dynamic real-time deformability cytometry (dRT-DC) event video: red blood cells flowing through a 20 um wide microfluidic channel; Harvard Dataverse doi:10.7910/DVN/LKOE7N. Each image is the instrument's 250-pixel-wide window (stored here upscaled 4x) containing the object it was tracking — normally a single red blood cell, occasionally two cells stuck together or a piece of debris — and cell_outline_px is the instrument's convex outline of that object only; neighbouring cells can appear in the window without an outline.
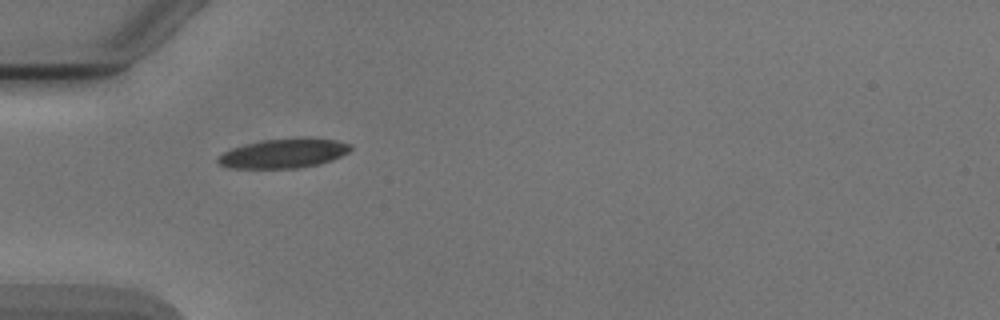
{"species": "Egyptian fruit bat (a non-hibernating species)", "species_latin": "Rousettus aegyptiacus", "temperature_condition": "cold", "stored_images_in_passage": 3, "camera_frame_rate_fps": 3000, "um_per_image_px": 0.085, "animal": {"sex": "male"}, "frame": {"image": 1, "passage_image": 2, "time_ms": 2.0, "image_size_px": [1000, 320], "cell_outline_px": [[352, 148], [348, 152], [332, 160], [320, 164], [300, 168], [236, 168], [220, 164], [216, 160], [224, 152], [232, 148], [264, 140], [300, 136], [308, 136], [336, 140], [352, 144]], "centroid_in_image_um": [24.2, 13.01], "position_along_channel_um": 60.8, "area_um2": 22.89}}
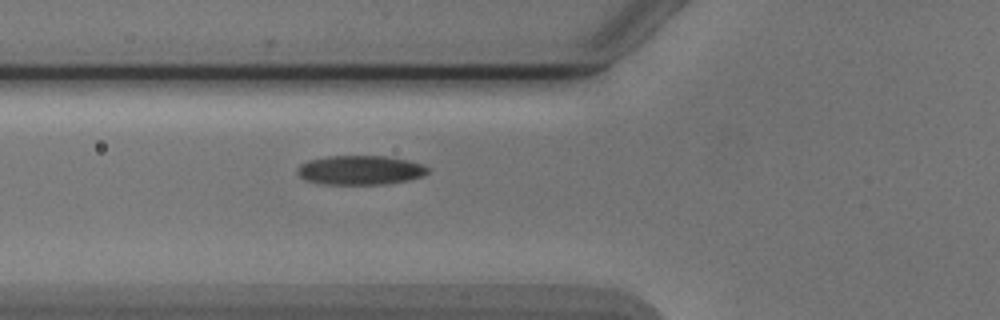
{"frame": {"image": 2, "passage_image": 3, "time_ms": 3.0, "image_size_px": [1000, 320], "cell_outline_px": [[428, 172], [424, 176], [408, 180], [388, 184], [320, 184], [304, 180], [296, 172], [296, 168], [300, 164], [308, 160], [328, 156], [384, 156], [408, 160], [420, 164], [428, 168]], "centroid_in_image_um": [30.58, 14.47], "position_along_channel_um": 95.2, "area_um2": 22.37}}